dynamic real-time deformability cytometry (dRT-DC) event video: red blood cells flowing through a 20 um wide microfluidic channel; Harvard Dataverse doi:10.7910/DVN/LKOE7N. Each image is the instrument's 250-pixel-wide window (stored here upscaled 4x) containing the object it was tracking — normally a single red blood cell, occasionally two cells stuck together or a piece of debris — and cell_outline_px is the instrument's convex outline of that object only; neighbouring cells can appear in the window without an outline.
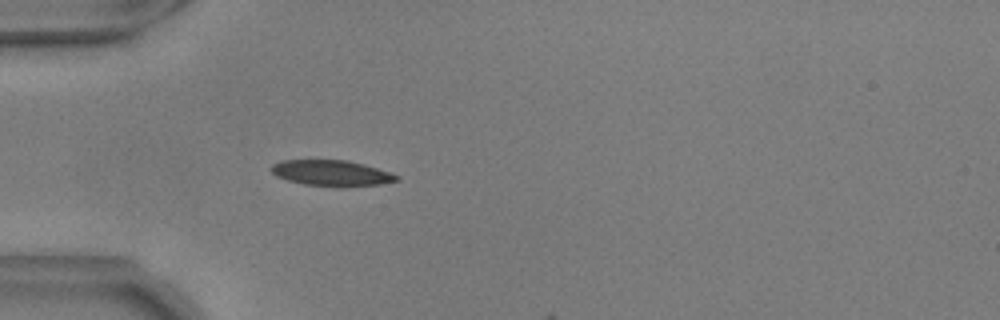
{"species": "common noctule bat (a hibernating species)", "species_latin": "Nyctalus noctula", "temperature_condition": "warm", "stored_images_in_passage": 7, "camera_frame_rate_fps": 3000, "um_per_image_px": 0.085, "animal": {"sex": "male", "body_mass_g": 17.9, "forearm_length_mm": 54.2}, "frame": {"image": 1, "passage_image": 5, "time_ms": 1.333, "image_size_px": [1000, 320], "cell_outline_px": [[400, 180], [380, 184], [344, 188], [336, 188], [304, 184], [288, 180], [276, 176], [268, 168], [272, 164], [280, 160], [348, 160], [364, 164], [400, 176]], "centroid_in_image_um": [28.17, 14.73], "position_along_channel_um": 56.8, "area_um2": 19.25}}